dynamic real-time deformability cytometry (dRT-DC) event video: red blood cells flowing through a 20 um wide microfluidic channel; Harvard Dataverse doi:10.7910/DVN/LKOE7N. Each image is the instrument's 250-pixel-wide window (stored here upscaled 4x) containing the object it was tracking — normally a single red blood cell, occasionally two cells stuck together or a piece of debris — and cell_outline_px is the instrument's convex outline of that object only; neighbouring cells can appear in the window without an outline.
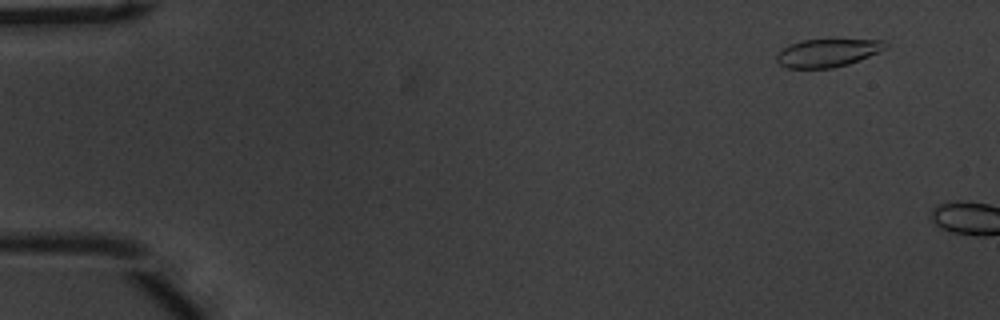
{"species": "common noctule bat (a hibernating species)", "species_latin": "Nyctalus noctula", "temperature_condition": "warm", "stored_images_in_passage": 4, "camera_frame_rate_fps": 3000, "um_per_image_px": 0.085, "animal": {"sex": "male", "body_mass_g": 20.1, "forearm_length_mm": 53.5}, "frame": {"image": 1, "passage_image": 1, "time_ms": 0.0, "image_size_px": [1000, 320], "cell_outline_px": [[888, 48], [880, 52], [848, 64], [832, 68], [784, 68], [776, 60], [776, 56], [788, 44], [804, 40], [884, 40], [888, 44]], "centroid_in_image_um": [70.36, 4.5], "position_along_channel_um": 14.6, "area_um2": 17.69}}